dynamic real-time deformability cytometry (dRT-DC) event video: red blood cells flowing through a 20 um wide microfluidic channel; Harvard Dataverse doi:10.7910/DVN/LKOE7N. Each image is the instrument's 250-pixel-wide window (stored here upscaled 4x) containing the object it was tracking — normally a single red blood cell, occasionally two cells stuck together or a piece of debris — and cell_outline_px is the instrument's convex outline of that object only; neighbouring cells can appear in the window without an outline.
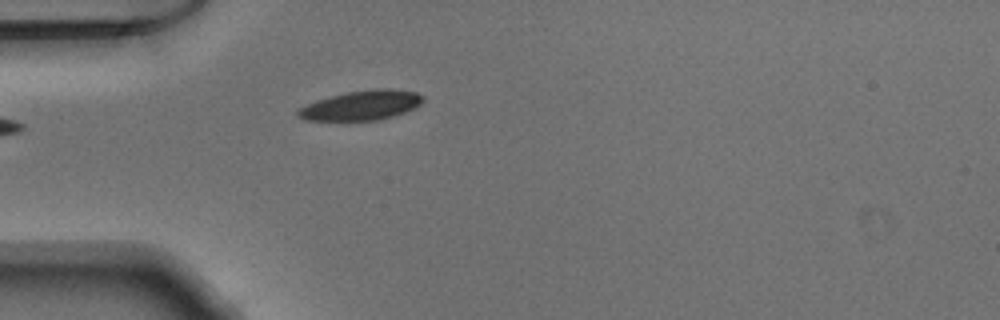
{"species": "Egyptian fruit bat (a non-hibernating species)", "species_latin": "Rousettus aegyptiacus", "temperature_condition": "warm", "stored_images_in_passage": 25, "camera_frame_rate_fps": 3000, "um_per_image_px": 0.085, "animal": {"sex": "male"}, "frame": {"image": 1, "passage_image": 1, "time_ms": 0.0, "image_size_px": [1000, 320], "cell_outline_px": [[424, 100], [420, 104], [404, 112], [380, 120], [308, 120], [296, 116], [296, 112], [300, 108], [316, 100], [348, 92], [380, 88], [388, 88], [416, 92], [424, 96]], "centroid_in_image_um": [30.74, 8.95], "position_along_channel_um": 54.3, "area_um2": 21.27}}